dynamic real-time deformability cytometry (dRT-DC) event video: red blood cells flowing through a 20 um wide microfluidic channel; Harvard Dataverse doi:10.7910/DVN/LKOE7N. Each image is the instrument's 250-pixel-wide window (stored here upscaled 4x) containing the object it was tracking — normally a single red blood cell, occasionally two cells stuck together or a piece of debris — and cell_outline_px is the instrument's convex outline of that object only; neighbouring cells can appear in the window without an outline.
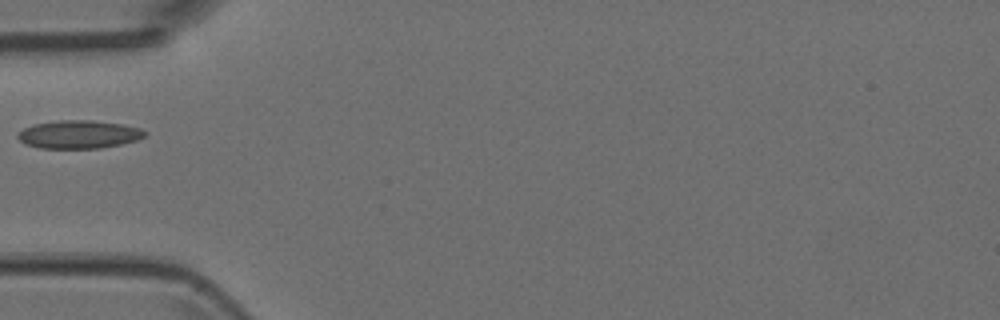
{"species": "Egyptian fruit bat (a non-hibernating species)", "species_latin": "Rousettus aegyptiacus", "temperature_condition": "room temperature", "stored_images_in_passage": 5, "camera_frame_rate_fps": 3000, "um_per_image_px": 0.085, "animal": {"sex": "female"}, "frame": {"image": 1, "passage_image": 5, "time_ms": 1.333, "image_size_px": [1000, 320], "cell_outline_px": [[148, 132], [144, 136], [136, 140], [120, 144], [100, 148], [40, 148], [28, 144], [20, 140], [16, 136], [24, 128], [32, 124], [60, 120], [92, 120], [120, 124], [140, 128]], "centroid_in_image_um": [6.7, 11.42], "position_along_channel_um": 78.3, "area_um2": 20.63}}